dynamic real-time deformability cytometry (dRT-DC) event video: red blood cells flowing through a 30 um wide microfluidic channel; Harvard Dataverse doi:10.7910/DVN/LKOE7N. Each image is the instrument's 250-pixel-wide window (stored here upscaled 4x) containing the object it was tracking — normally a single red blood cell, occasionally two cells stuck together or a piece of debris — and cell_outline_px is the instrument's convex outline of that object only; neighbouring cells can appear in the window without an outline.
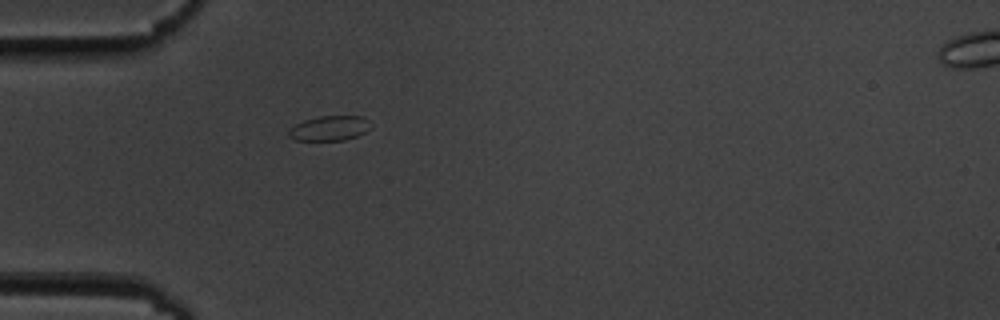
{"species": "common noctule bat (a hibernating species)", "species_latin": "Nyctalus noctula", "temperature_condition": "cold", "stored_images_in_passage": 40, "camera_frame_rate_fps": 3000, "um_per_image_px": 0.085, "animal": {"sex": "male", "body_mass_g": 19.5, "forearm_length_mm": 54.6}, "frame": {"image": 1, "passage_image": 1, "time_ms": 0.0, "image_size_px": [1000, 320], "cell_outline_px": [[372, 128], [356, 136], [344, 140], [296, 140], [288, 136], [288, 132], [296, 124], [304, 120], [320, 116], [364, 116]], "centroid_in_image_um": [28.02, 10.9], "position_along_channel_um": 57.0, "area_um2": 11.73}}
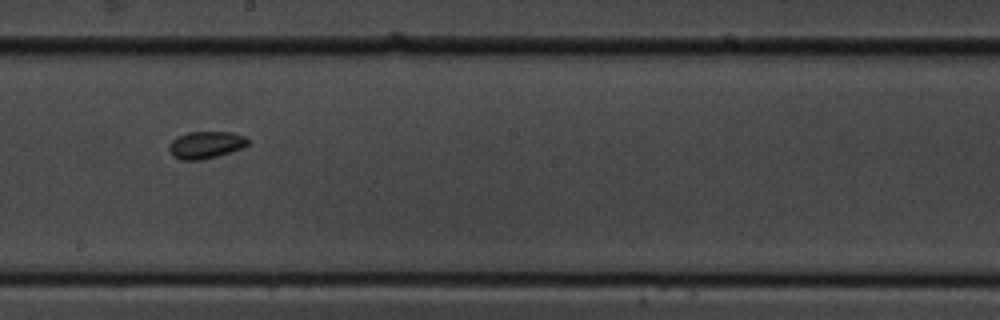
{"frame": {"image": 2, "passage_image": 16, "time_ms": 5.0, "image_size_px": [1000, 320], "cell_outline_px": [[248, 144], [240, 148], [216, 156], [200, 160], [180, 160], [172, 156], [168, 148], [172, 140], [176, 136], [188, 132], [232, 132], [244, 136], [248, 140]], "centroid_in_image_um": [17.43, 12.31], "position_along_channel_um": 230.8, "area_um2": 12.37}}
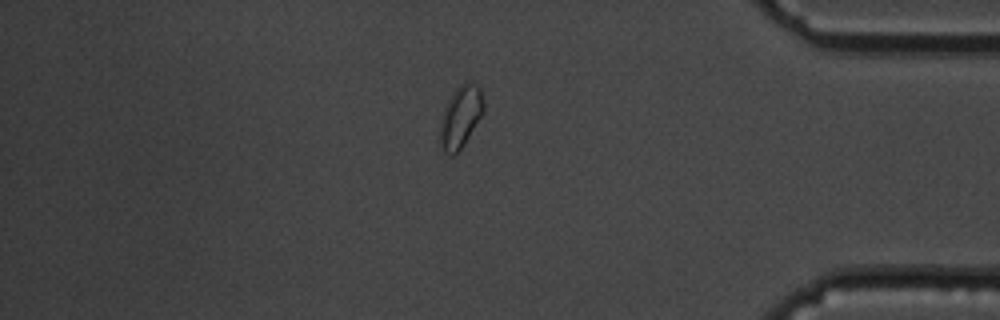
{"frame": {"image": 3, "passage_image": 32, "time_ms": 10.333, "image_size_px": [1000, 320], "cell_outline_px": [[484, 112], [464, 144], [452, 156], [444, 152], [440, 144], [440, 120], [444, 108], [448, 100], [456, 88], [460, 84], [468, 80], [480, 88], [484, 104]], "centroid_in_image_um": [39.15, 9.91], "position_along_channel_um": 396.1, "area_um2": 15.66}}